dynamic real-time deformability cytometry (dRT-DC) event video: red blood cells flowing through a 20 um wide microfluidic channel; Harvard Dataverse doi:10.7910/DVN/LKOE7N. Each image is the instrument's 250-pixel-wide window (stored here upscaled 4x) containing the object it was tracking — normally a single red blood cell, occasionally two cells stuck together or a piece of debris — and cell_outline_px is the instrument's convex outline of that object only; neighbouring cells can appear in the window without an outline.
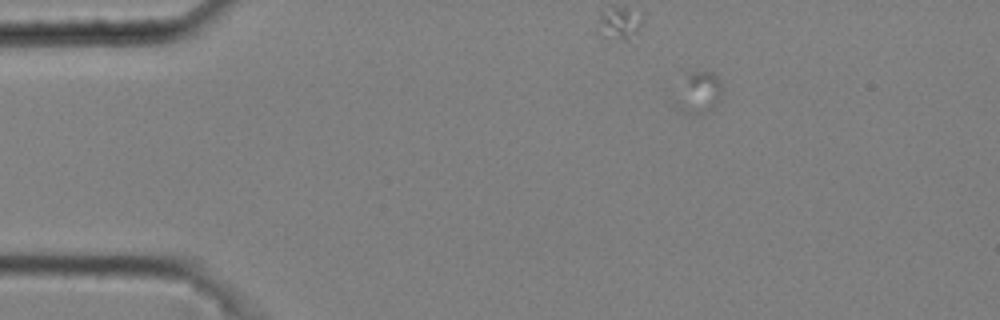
{"species": "common noctule bat (a hibernating species)", "species_latin": "Nyctalus noctula", "temperature_condition": "cold", "stored_images_in_passage": 42, "camera_frame_rate_fps": 3000, "um_per_image_px": 0.085, "animal": {"sex": "male", "body_mass_g": 20.4}, "frame": {"image": 1, "passage_image": 1, "time_ms": 0.0, "image_size_px": [1000, 320], "cell_outline_px": [[720, 100], [712, 108], [704, 112], [692, 116], [676, 108], [672, 104], [672, 100], [688, 72], [712, 72], [720, 80]], "centroid_in_image_um": [59.3, 7.92], "position_along_channel_um": 25.7, "area_um2": 11.44}}
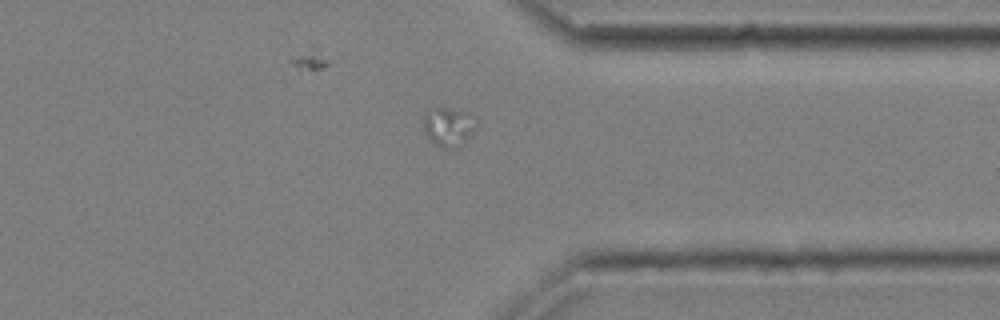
{"frame": {"image": 2, "passage_image": 36, "time_ms": 11.667, "image_size_px": [1000, 320], "cell_outline_px": [[476, 116], [472, 128], [464, 144], [452, 148], [444, 148], [436, 144], [424, 132], [424, 112], [428, 108], [436, 104], [440, 104], [472, 112]], "centroid_in_image_um": [38.08, 10.65], "position_along_channel_um": 373.3, "area_um2": 12.43}}
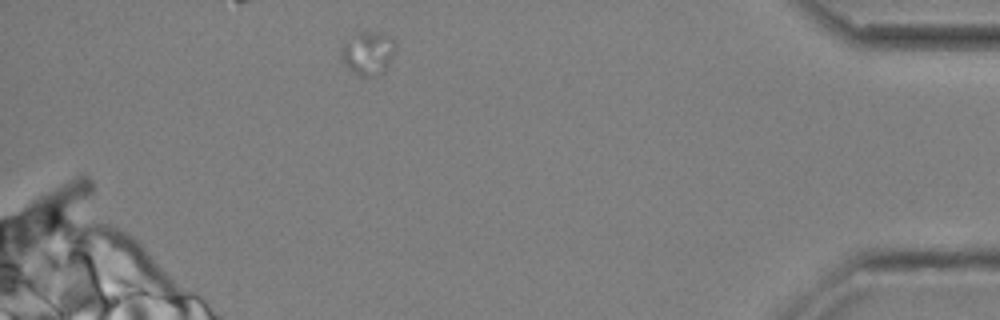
{"frame": {"image": 3, "passage_image": 42, "time_ms": 13.667, "image_size_px": [1000, 320], "cell_outline_px": [[396, 44], [392, 56], [384, 72], [372, 76], [360, 76], [352, 72], [344, 64], [340, 56], [340, 48], [344, 40], [356, 32], [364, 32], [392, 36]], "centroid_in_image_um": [31.22, 4.51], "position_along_channel_um": 404.0, "area_um2": 13.81}}